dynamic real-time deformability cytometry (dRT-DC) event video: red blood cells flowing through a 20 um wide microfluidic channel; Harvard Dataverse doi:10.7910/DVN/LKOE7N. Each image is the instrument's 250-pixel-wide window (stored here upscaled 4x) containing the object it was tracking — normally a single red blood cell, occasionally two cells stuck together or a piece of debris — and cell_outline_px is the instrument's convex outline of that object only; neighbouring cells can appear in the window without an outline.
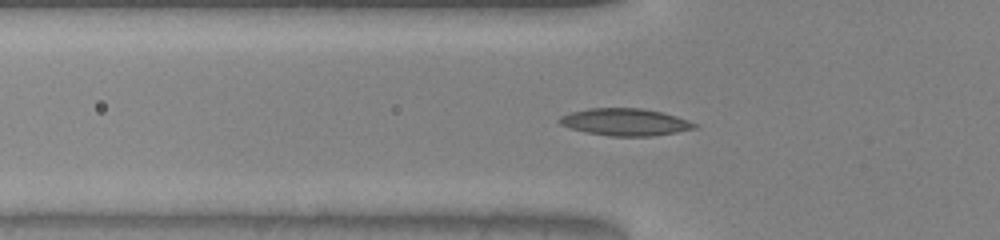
{"species": "common noctule bat (a hibernating species)", "species_latin": "Nyctalus noctula", "temperature_condition": "warm", "stored_images_in_passage": 48, "camera_frame_rate_fps": 3000, "um_per_image_px": 0.085, "animal": {"sex": "male", "body_mass_g": 20.0, "forearm_length_mm": 53.3}, "frame": {"image": 1, "passage_image": 17, "time_ms": 5.333, "image_size_px": [1000, 240], "cell_outline_px": [[700, 124], [696, 128], [676, 132], [652, 136], [608, 136], [588, 132], [572, 128], [560, 124], [556, 120], [560, 116], [572, 112], [588, 108], [644, 108], [676, 116]], "centroid_in_image_um": [53.15, 10.37], "position_along_channel_um": 72.6, "area_um2": 21.33}}
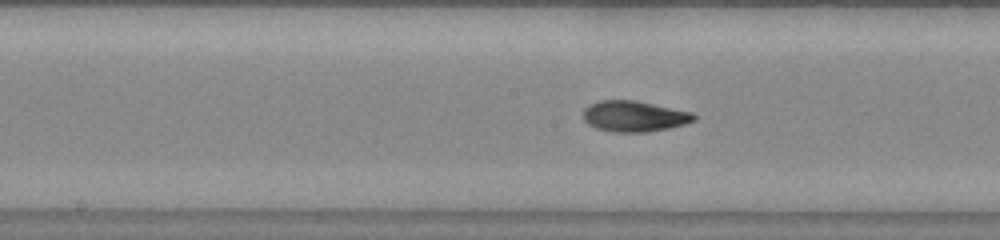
{"frame": {"image": 2, "passage_image": 26, "time_ms": 8.333, "image_size_px": [1000, 240], "cell_outline_px": [[696, 120], [684, 124], [668, 128], [648, 132], [616, 132], [596, 128], [588, 124], [584, 120], [584, 108], [588, 104], [600, 100], [636, 100], [692, 112], [696, 116]], "centroid_in_image_um": [53.9, 9.87], "position_along_channel_um": 194.3, "area_um2": 19.94}}
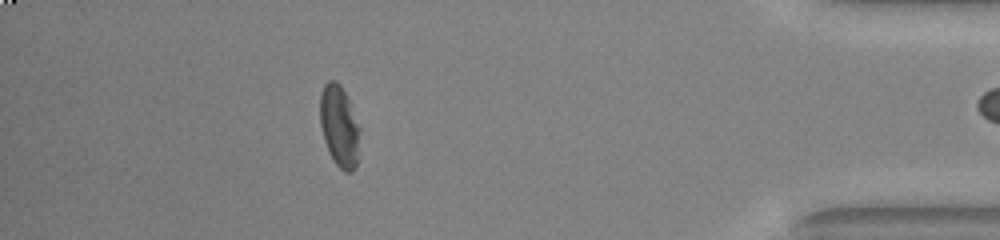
{"frame": {"image": 3, "passage_image": 45, "time_ms": 14.667, "image_size_px": [1000, 240], "cell_outline_px": [[360, 128], [356, 168], [352, 172], [344, 172], [332, 160], [328, 152], [324, 140], [320, 124], [320, 92], [324, 84], [328, 80], [336, 80], [340, 84], [348, 100]], "centroid_in_image_um": [28.82, 10.74], "position_along_channel_um": 406.4, "area_um2": 18.96}, "authors_computed_cell_mechanics": {"area_um2": 19.7098, "velocity_mm_per_s": 4.0387, "shape_relaxation_time_tau1_ms": 3.3064, "shape_relaxation_time_tau2_ms": 3.1661, "deformation_change_tau1": 0.1311, "deformation_change_tau2": 0.0945}}